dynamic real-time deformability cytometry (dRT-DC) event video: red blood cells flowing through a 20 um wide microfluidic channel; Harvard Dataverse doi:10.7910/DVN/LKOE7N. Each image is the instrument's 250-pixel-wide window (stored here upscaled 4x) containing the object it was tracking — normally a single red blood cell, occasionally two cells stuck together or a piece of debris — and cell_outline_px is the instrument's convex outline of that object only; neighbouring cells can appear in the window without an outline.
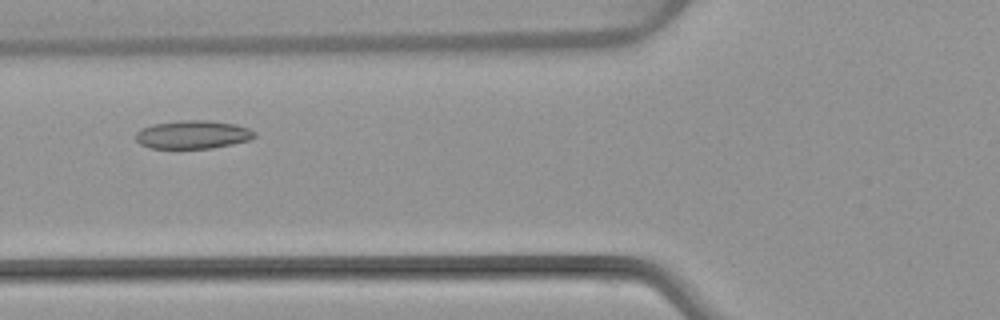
{"species": "common noctule bat (a hibernating species)", "species_latin": "Nyctalus noctula", "temperature_condition": "warm", "stored_images_in_passage": 4, "camera_frame_rate_fps": 3000, "um_per_image_px": 0.085, "animal": {"sex": "female", "body_mass_g": 22.7, "forearm_length_mm": 54.2}, "frame": {"image": 1, "passage_image": 4, "time_ms": 3.667, "image_size_px": [1000, 320], "cell_outline_px": [[256, 136], [248, 140], [232, 144], [212, 148], [152, 148], [140, 144], [136, 140], [136, 132], [140, 128], [152, 124], [180, 120], [208, 120], [236, 124], [248, 128], [256, 132]], "centroid_in_image_um": [16.38, 11.43], "position_along_channel_um": 109.4, "area_um2": 19.65}}